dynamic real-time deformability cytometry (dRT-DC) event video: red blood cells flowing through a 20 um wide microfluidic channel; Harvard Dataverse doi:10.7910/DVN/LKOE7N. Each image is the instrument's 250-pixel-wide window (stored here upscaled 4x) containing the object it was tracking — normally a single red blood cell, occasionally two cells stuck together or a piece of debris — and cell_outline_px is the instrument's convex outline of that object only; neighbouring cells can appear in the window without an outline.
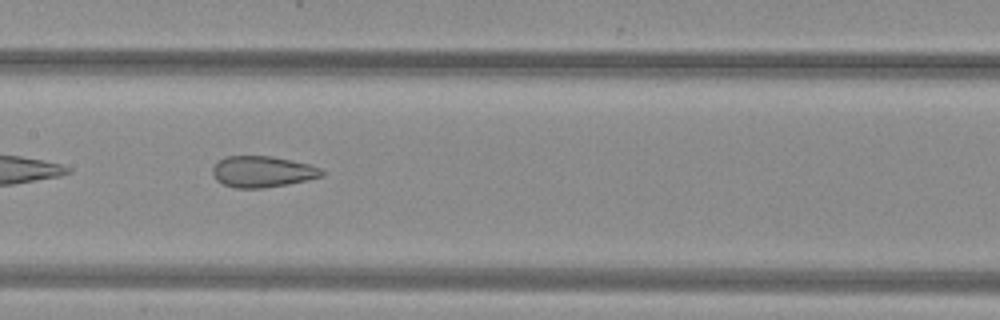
{"species": "common noctule bat (a hibernating species)", "species_latin": "Nyctalus noctula", "temperature_condition": "warm", "stored_images_in_passage": 36, "camera_frame_rate_fps": 3000, "um_per_image_px": 0.085, "animal": {"sex": "female", "body_mass_g": 29.2, "forearm_length_mm": 56.3}, "frame": {"image": 1, "passage_image": 11, "time_ms": 3.333, "image_size_px": [1000, 320], "cell_outline_px": [[324, 176], [288, 184], [264, 188], [236, 188], [224, 184], [216, 180], [212, 172], [212, 168], [220, 160], [228, 156], [272, 156], [308, 164], [320, 168], [324, 172]], "centroid_in_image_um": [22.31, 14.6], "position_along_channel_um": 185.1, "area_um2": 19.71}, "authors_computed_cell_mechanics": {"area_um2": 22.1663, "velocity_mm_per_s": 4.0588, "shape_relaxation_time_tau1_ms": null, "shape_relaxation_time_tau2_ms": 1.3632, "deformation_change_tau1": null, "deformation_change_tau2": 0.0968}}